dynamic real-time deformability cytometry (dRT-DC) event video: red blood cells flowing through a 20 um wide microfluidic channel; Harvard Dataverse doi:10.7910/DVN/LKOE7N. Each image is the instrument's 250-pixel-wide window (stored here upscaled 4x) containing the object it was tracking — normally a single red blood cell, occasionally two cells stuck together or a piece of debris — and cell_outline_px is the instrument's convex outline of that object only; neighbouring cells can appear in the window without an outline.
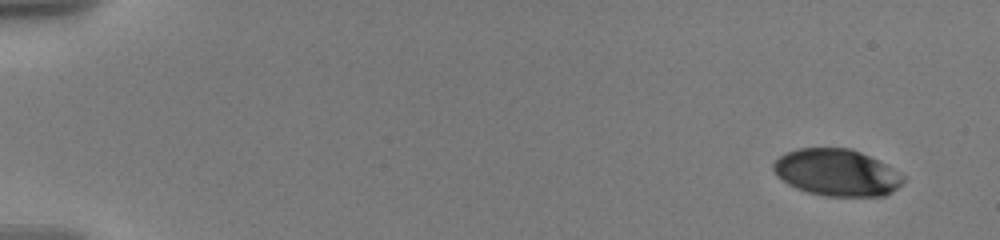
{"species": "human", "species_latin": "Homo sapiens", "temperature_condition": "warm", "stored_images_in_passage": 25, "camera_frame_rate_fps": 3000, "um_per_image_px": 0.085, "donor": {"sex": "male"}, "frame": {"image": 1, "passage_image": 1, "time_ms": 0.0, "image_size_px": [1000, 240], "cell_outline_px": [[908, 176], [892, 192], [884, 196], [824, 196], [808, 192], [796, 188], [788, 184], [776, 176], [772, 168], [772, 164], [784, 152], [796, 148], [852, 148]], "centroid_in_image_um": [71.1, 14.67], "position_along_channel_um": 13.9, "area_um2": 35.55}}
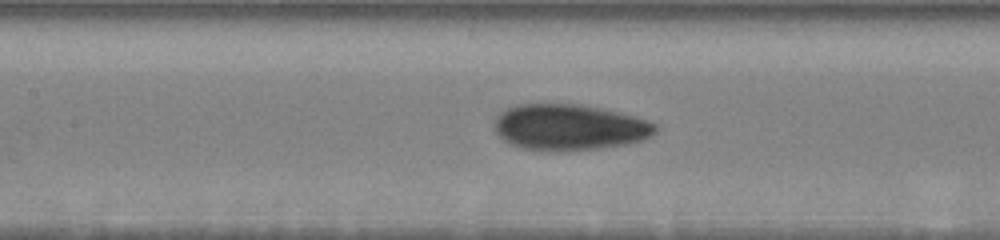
{"frame": {"image": 2, "passage_image": 15, "time_ms": 8.333, "image_size_px": [1000, 240], "cell_outline_px": [[656, 132], [652, 136], [644, 140], [624, 144], [600, 148], [564, 152], [548, 152], [524, 148], [508, 144], [496, 132], [492, 124], [496, 116], [500, 112], [516, 104], [580, 104], [600, 108], [636, 116], [648, 120], [656, 124]], "centroid_in_image_um": [48.37, 10.83], "position_along_channel_um": 159.0, "area_um2": 43.75}}
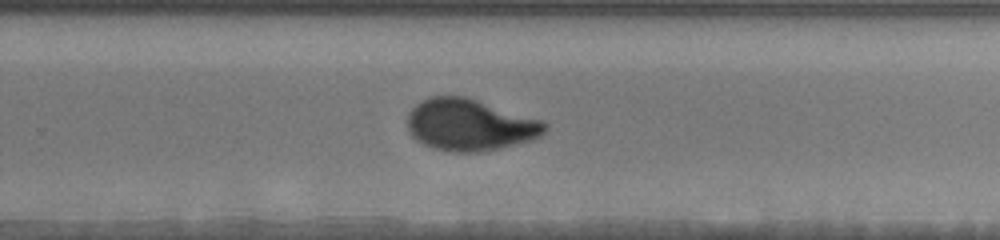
{"frame": {"image": 3, "passage_image": 25, "time_ms": 12.0, "image_size_px": [1000, 240], "cell_outline_px": [[548, 128], [540, 136], [532, 140], [480, 152], [452, 152], [436, 148], [424, 144], [416, 140], [408, 132], [408, 112], [416, 104], [428, 96], [464, 96], [544, 120], [548, 124]], "centroid_in_image_um": [39.94, 10.6], "position_along_channel_um": 289.9, "area_um2": 41.44}}